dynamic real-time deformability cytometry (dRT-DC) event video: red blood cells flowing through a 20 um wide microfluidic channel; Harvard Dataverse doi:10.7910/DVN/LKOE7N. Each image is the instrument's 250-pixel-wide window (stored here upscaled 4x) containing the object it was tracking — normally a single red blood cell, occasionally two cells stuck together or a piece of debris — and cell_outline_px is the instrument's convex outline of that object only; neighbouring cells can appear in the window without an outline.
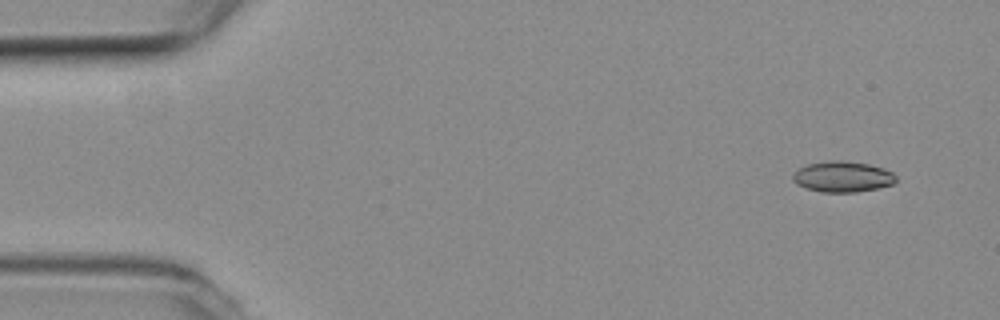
{"species": "common noctule bat (a hibernating species)", "species_latin": "Nyctalus noctula", "temperature_condition": "room temperature", "stored_images_in_passage": 6, "camera_frame_rate_fps": 3000, "um_per_image_px": 0.085, "animal": {"sex": "female", "body_mass_g": 19.3, "forearm_length_mm": 54.1}, "frame": {"image": 1, "passage_image": 1, "time_ms": 0.0, "image_size_px": [1000, 320], "cell_outline_px": [[896, 180], [892, 184], [876, 188], [856, 192], [820, 192], [804, 188], [796, 184], [792, 180], [792, 176], [800, 168], [808, 164], [832, 160], [840, 160], [868, 164], [884, 168], [892, 172], [896, 176]], "centroid_in_image_um": [71.6, 15.02], "position_along_channel_um": 13.4, "area_um2": 18.44}}
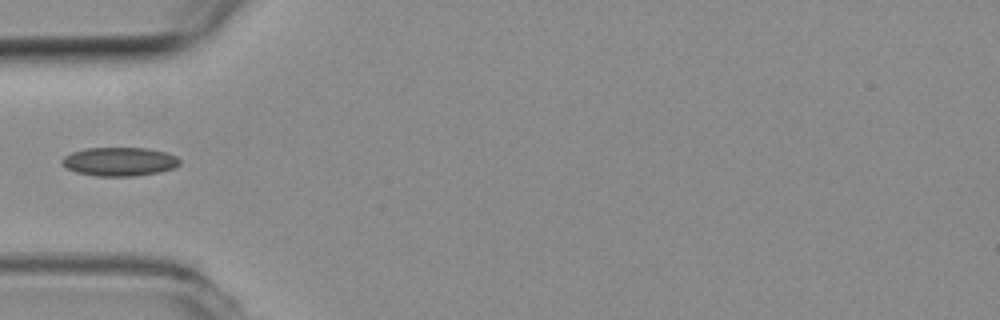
{"frame": {"image": 2, "passage_image": 5, "time_ms": 1.333, "image_size_px": [1000, 320], "cell_outline_px": [[180, 164], [172, 168], [160, 172], [136, 176], [96, 176], [76, 172], [68, 168], [60, 160], [64, 156], [72, 152], [84, 148], [148, 148], [168, 152], [176, 156], [180, 160]], "centroid_in_image_um": [10.18, 13.73], "position_along_channel_um": 74.8, "area_um2": 19.77}}
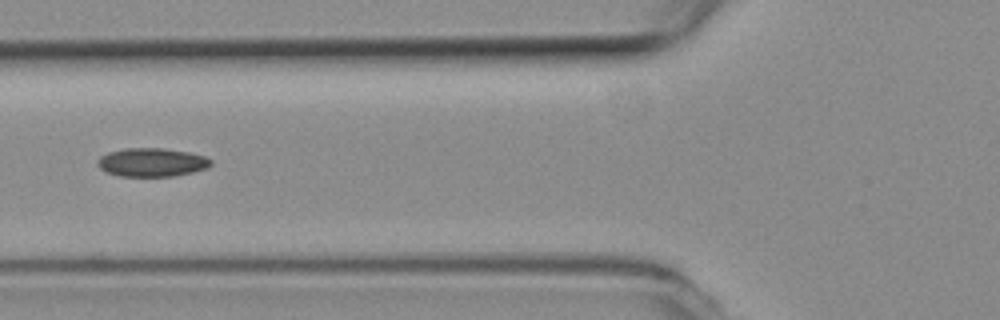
{"frame": {"image": 3, "passage_image": 6, "time_ms": 1.667, "image_size_px": [1000, 320], "cell_outline_px": [[212, 164], [208, 168], [176, 176], [120, 176], [104, 172], [96, 164], [96, 160], [100, 156], [108, 152], [128, 148], [164, 148], [188, 152], [204, 156], [212, 160]], "centroid_in_image_um": [12.89, 13.8], "position_along_channel_um": 112.9, "area_um2": 19.02}}